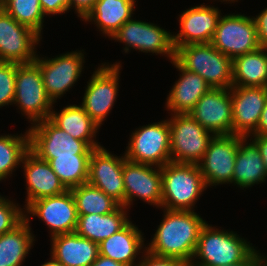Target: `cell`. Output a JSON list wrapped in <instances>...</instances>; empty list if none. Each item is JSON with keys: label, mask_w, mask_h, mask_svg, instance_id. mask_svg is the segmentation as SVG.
<instances>
[{"label": "cell", "mask_w": 267, "mask_h": 266, "mask_svg": "<svg viewBox=\"0 0 267 266\" xmlns=\"http://www.w3.org/2000/svg\"><path fill=\"white\" fill-rule=\"evenodd\" d=\"M137 0H97L89 14L82 20L96 24L103 35L111 38L119 28L132 19Z\"/></svg>", "instance_id": "4316f807"}, {"label": "cell", "mask_w": 267, "mask_h": 266, "mask_svg": "<svg viewBox=\"0 0 267 266\" xmlns=\"http://www.w3.org/2000/svg\"><path fill=\"white\" fill-rule=\"evenodd\" d=\"M124 154L134 163L162 167L171 162L168 119L136 128L131 133Z\"/></svg>", "instance_id": "52a82bcc"}, {"label": "cell", "mask_w": 267, "mask_h": 266, "mask_svg": "<svg viewBox=\"0 0 267 266\" xmlns=\"http://www.w3.org/2000/svg\"><path fill=\"white\" fill-rule=\"evenodd\" d=\"M257 257V266H267V255H263L256 250V247L253 249Z\"/></svg>", "instance_id": "f6af8a7d"}, {"label": "cell", "mask_w": 267, "mask_h": 266, "mask_svg": "<svg viewBox=\"0 0 267 266\" xmlns=\"http://www.w3.org/2000/svg\"><path fill=\"white\" fill-rule=\"evenodd\" d=\"M49 119L73 138L84 141L90 148L102 146L96 140L100 127L80 104L67 105L58 112L52 109Z\"/></svg>", "instance_id": "484cf974"}, {"label": "cell", "mask_w": 267, "mask_h": 266, "mask_svg": "<svg viewBox=\"0 0 267 266\" xmlns=\"http://www.w3.org/2000/svg\"><path fill=\"white\" fill-rule=\"evenodd\" d=\"M13 201L0 195V235L13 230L25 219L24 208Z\"/></svg>", "instance_id": "e575fe53"}, {"label": "cell", "mask_w": 267, "mask_h": 266, "mask_svg": "<svg viewBox=\"0 0 267 266\" xmlns=\"http://www.w3.org/2000/svg\"><path fill=\"white\" fill-rule=\"evenodd\" d=\"M206 223L200 231L191 266H225L244 260L255 246L237 232Z\"/></svg>", "instance_id": "7a4b0ae2"}, {"label": "cell", "mask_w": 267, "mask_h": 266, "mask_svg": "<svg viewBox=\"0 0 267 266\" xmlns=\"http://www.w3.org/2000/svg\"><path fill=\"white\" fill-rule=\"evenodd\" d=\"M170 62L181 74L167 95L165 108L171 114H189L211 87L199 74L184 69L175 59Z\"/></svg>", "instance_id": "603a6c76"}, {"label": "cell", "mask_w": 267, "mask_h": 266, "mask_svg": "<svg viewBox=\"0 0 267 266\" xmlns=\"http://www.w3.org/2000/svg\"><path fill=\"white\" fill-rule=\"evenodd\" d=\"M266 180L267 173L258 147L249 137H243L236 154L232 185L244 190Z\"/></svg>", "instance_id": "d4e9b609"}, {"label": "cell", "mask_w": 267, "mask_h": 266, "mask_svg": "<svg viewBox=\"0 0 267 266\" xmlns=\"http://www.w3.org/2000/svg\"><path fill=\"white\" fill-rule=\"evenodd\" d=\"M161 175V208L194 211L198 199L207 190L198 165L168 162L161 167Z\"/></svg>", "instance_id": "3957f363"}, {"label": "cell", "mask_w": 267, "mask_h": 266, "mask_svg": "<svg viewBox=\"0 0 267 266\" xmlns=\"http://www.w3.org/2000/svg\"><path fill=\"white\" fill-rule=\"evenodd\" d=\"M0 7L18 23L32 28L42 37L45 14L40 0H4Z\"/></svg>", "instance_id": "836d02e7"}, {"label": "cell", "mask_w": 267, "mask_h": 266, "mask_svg": "<svg viewBox=\"0 0 267 266\" xmlns=\"http://www.w3.org/2000/svg\"><path fill=\"white\" fill-rule=\"evenodd\" d=\"M41 9L47 16L69 12V0H40Z\"/></svg>", "instance_id": "74e56055"}, {"label": "cell", "mask_w": 267, "mask_h": 266, "mask_svg": "<svg viewBox=\"0 0 267 266\" xmlns=\"http://www.w3.org/2000/svg\"><path fill=\"white\" fill-rule=\"evenodd\" d=\"M128 209L118 206L105 215H78L75 233L95 243H100L122 229L129 221Z\"/></svg>", "instance_id": "83f0119b"}, {"label": "cell", "mask_w": 267, "mask_h": 266, "mask_svg": "<svg viewBox=\"0 0 267 266\" xmlns=\"http://www.w3.org/2000/svg\"><path fill=\"white\" fill-rule=\"evenodd\" d=\"M125 154L117 156L104 146L94 148L90 160L87 182L106 193L120 206L125 207L123 164Z\"/></svg>", "instance_id": "2e32d148"}, {"label": "cell", "mask_w": 267, "mask_h": 266, "mask_svg": "<svg viewBox=\"0 0 267 266\" xmlns=\"http://www.w3.org/2000/svg\"><path fill=\"white\" fill-rule=\"evenodd\" d=\"M110 39L124 43L123 52L125 53L135 49L139 50L138 52L164 55L171 61L175 59L173 34L154 23L132 18L125 22Z\"/></svg>", "instance_id": "30bf717a"}, {"label": "cell", "mask_w": 267, "mask_h": 266, "mask_svg": "<svg viewBox=\"0 0 267 266\" xmlns=\"http://www.w3.org/2000/svg\"><path fill=\"white\" fill-rule=\"evenodd\" d=\"M80 50L59 54L54 58L36 56L45 91L55 104L75 85L84 69L85 56Z\"/></svg>", "instance_id": "7c38bea8"}, {"label": "cell", "mask_w": 267, "mask_h": 266, "mask_svg": "<svg viewBox=\"0 0 267 266\" xmlns=\"http://www.w3.org/2000/svg\"><path fill=\"white\" fill-rule=\"evenodd\" d=\"M256 25L257 38L261 47L267 48V8L258 15L252 16Z\"/></svg>", "instance_id": "f35d334b"}, {"label": "cell", "mask_w": 267, "mask_h": 266, "mask_svg": "<svg viewBox=\"0 0 267 266\" xmlns=\"http://www.w3.org/2000/svg\"><path fill=\"white\" fill-rule=\"evenodd\" d=\"M121 69V62H104L94 70L87 81L80 105L99 127L103 125L115 105Z\"/></svg>", "instance_id": "8992f818"}, {"label": "cell", "mask_w": 267, "mask_h": 266, "mask_svg": "<svg viewBox=\"0 0 267 266\" xmlns=\"http://www.w3.org/2000/svg\"><path fill=\"white\" fill-rule=\"evenodd\" d=\"M21 164L27 190L24 209L33 201L57 196L68 190L54 173L49 162L40 159L31 150L24 155Z\"/></svg>", "instance_id": "44dd1931"}, {"label": "cell", "mask_w": 267, "mask_h": 266, "mask_svg": "<svg viewBox=\"0 0 267 266\" xmlns=\"http://www.w3.org/2000/svg\"><path fill=\"white\" fill-rule=\"evenodd\" d=\"M211 44L232 60L261 47L253 17L240 13L221 15Z\"/></svg>", "instance_id": "8fae6325"}, {"label": "cell", "mask_w": 267, "mask_h": 266, "mask_svg": "<svg viewBox=\"0 0 267 266\" xmlns=\"http://www.w3.org/2000/svg\"><path fill=\"white\" fill-rule=\"evenodd\" d=\"M250 136H267V101L262 110L257 129Z\"/></svg>", "instance_id": "b9f144b4"}, {"label": "cell", "mask_w": 267, "mask_h": 266, "mask_svg": "<svg viewBox=\"0 0 267 266\" xmlns=\"http://www.w3.org/2000/svg\"><path fill=\"white\" fill-rule=\"evenodd\" d=\"M171 162L198 164L213 134L189 114H170Z\"/></svg>", "instance_id": "ba28073f"}, {"label": "cell", "mask_w": 267, "mask_h": 266, "mask_svg": "<svg viewBox=\"0 0 267 266\" xmlns=\"http://www.w3.org/2000/svg\"><path fill=\"white\" fill-rule=\"evenodd\" d=\"M28 130L30 150L44 161L58 157H90L94 149L58 128L49 118L32 124Z\"/></svg>", "instance_id": "9c48e42d"}, {"label": "cell", "mask_w": 267, "mask_h": 266, "mask_svg": "<svg viewBox=\"0 0 267 266\" xmlns=\"http://www.w3.org/2000/svg\"><path fill=\"white\" fill-rule=\"evenodd\" d=\"M243 136L216 135L210 140L200 162L197 164L208 187L232 184L233 171L239 141Z\"/></svg>", "instance_id": "4fadbf2b"}, {"label": "cell", "mask_w": 267, "mask_h": 266, "mask_svg": "<svg viewBox=\"0 0 267 266\" xmlns=\"http://www.w3.org/2000/svg\"><path fill=\"white\" fill-rule=\"evenodd\" d=\"M204 129L216 135L232 134L231 90L211 88L189 113Z\"/></svg>", "instance_id": "ac0fdd59"}, {"label": "cell", "mask_w": 267, "mask_h": 266, "mask_svg": "<svg viewBox=\"0 0 267 266\" xmlns=\"http://www.w3.org/2000/svg\"><path fill=\"white\" fill-rule=\"evenodd\" d=\"M232 134L249 137L256 129L267 101V87L232 86Z\"/></svg>", "instance_id": "ffe728a7"}, {"label": "cell", "mask_w": 267, "mask_h": 266, "mask_svg": "<svg viewBox=\"0 0 267 266\" xmlns=\"http://www.w3.org/2000/svg\"><path fill=\"white\" fill-rule=\"evenodd\" d=\"M175 60L184 69L199 74L211 88L232 87V59L211 43L177 47Z\"/></svg>", "instance_id": "277c9868"}, {"label": "cell", "mask_w": 267, "mask_h": 266, "mask_svg": "<svg viewBox=\"0 0 267 266\" xmlns=\"http://www.w3.org/2000/svg\"><path fill=\"white\" fill-rule=\"evenodd\" d=\"M141 255L142 258L136 266H191L189 262L174 258L156 256L147 250Z\"/></svg>", "instance_id": "8d00e7d4"}, {"label": "cell", "mask_w": 267, "mask_h": 266, "mask_svg": "<svg viewBox=\"0 0 267 266\" xmlns=\"http://www.w3.org/2000/svg\"><path fill=\"white\" fill-rule=\"evenodd\" d=\"M91 266H125V265L116 262L110 258H106L102 255H98L97 259L91 264Z\"/></svg>", "instance_id": "7bdbcfd3"}, {"label": "cell", "mask_w": 267, "mask_h": 266, "mask_svg": "<svg viewBox=\"0 0 267 266\" xmlns=\"http://www.w3.org/2000/svg\"><path fill=\"white\" fill-rule=\"evenodd\" d=\"M50 238V254L63 266H91L99 255L98 243L75 232Z\"/></svg>", "instance_id": "cb8c5ba5"}, {"label": "cell", "mask_w": 267, "mask_h": 266, "mask_svg": "<svg viewBox=\"0 0 267 266\" xmlns=\"http://www.w3.org/2000/svg\"><path fill=\"white\" fill-rule=\"evenodd\" d=\"M225 266H257V257L253 250L244 260L236 264L225 265Z\"/></svg>", "instance_id": "ee69618b"}, {"label": "cell", "mask_w": 267, "mask_h": 266, "mask_svg": "<svg viewBox=\"0 0 267 266\" xmlns=\"http://www.w3.org/2000/svg\"><path fill=\"white\" fill-rule=\"evenodd\" d=\"M25 134L0 135V181L8 179L20 166L24 155L30 150V136Z\"/></svg>", "instance_id": "4dcf8cb0"}, {"label": "cell", "mask_w": 267, "mask_h": 266, "mask_svg": "<svg viewBox=\"0 0 267 266\" xmlns=\"http://www.w3.org/2000/svg\"><path fill=\"white\" fill-rule=\"evenodd\" d=\"M42 37L32 28L18 23L0 7V61L16 64L34 62ZM36 47V48H35Z\"/></svg>", "instance_id": "5bb4252c"}, {"label": "cell", "mask_w": 267, "mask_h": 266, "mask_svg": "<svg viewBox=\"0 0 267 266\" xmlns=\"http://www.w3.org/2000/svg\"><path fill=\"white\" fill-rule=\"evenodd\" d=\"M13 104L18 106L31 125L50 117L54 103L45 91L42 74L35 61L16 64Z\"/></svg>", "instance_id": "5b68a950"}, {"label": "cell", "mask_w": 267, "mask_h": 266, "mask_svg": "<svg viewBox=\"0 0 267 266\" xmlns=\"http://www.w3.org/2000/svg\"><path fill=\"white\" fill-rule=\"evenodd\" d=\"M75 199L78 215L113 212L119 204L99 188L87 183L70 189Z\"/></svg>", "instance_id": "1f68e13d"}, {"label": "cell", "mask_w": 267, "mask_h": 266, "mask_svg": "<svg viewBox=\"0 0 267 266\" xmlns=\"http://www.w3.org/2000/svg\"><path fill=\"white\" fill-rule=\"evenodd\" d=\"M222 13L218 7L205 5L190 7L179 15L178 33H173L175 49L190 44L211 43Z\"/></svg>", "instance_id": "d6986e66"}, {"label": "cell", "mask_w": 267, "mask_h": 266, "mask_svg": "<svg viewBox=\"0 0 267 266\" xmlns=\"http://www.w3.org/2000/svg\"><path fill=\"white\" fill-rule=\"evenodd\" d=\"M16 63L0 61V108L13 105Z\"/></svg>", "instance_id": "d590c367"}, {"label": "cell", "mask_w": 267, "mask_h": 266, "mask_svg": "<svg viewBox=\"0 0 267 266\" xmlns=\"http://www.w3.org/2000/svg\"><path fill=\"white\" fill-rule=\"evenodd\" d=\"M232 67V86L267 87L266 47L234 58Z\"/></svg>", "instance_id": "f1b7e54d"}, {"label": "cell", "mask_w": 267, "mask_h": 266, "mask_svg": "<svg viewBox=\"0 0 267 266\" xmlns=\"http://www.w3.org/2000/svg\"><path fill=\"white\" fill-rule=\"evenodd\" d=\"M258 147L267 173V136H249Z\"/></svg>", "instance_id": "60d3db41"}, {"label": "cell", "mask_w": 267, "mask_h": 266, "mask_svg": "<svg viewBox=\"0 0 267 266\" xmlns=\"http://www.w3.org/2000/svg\"><path fill=\"white\" fill-rule=\"evenodd\" d=\"M89 160L90 157H58L48 162L62 184L70 190L87 183Z\"/></svg>", "instance_id": "d6a6232c"}, {"label": "cell", "mask_w": 267, "mask_h": 266, "mask_svg": "<svg viewBox=\"0 0 267 266\" xmlns=\"http://www.w3.org/2000/svg\"><path fill=\"white\" fill-rule=\"evenodd\" d=\"M143 235L138 226L130 220L122 229L98 244L99 255L125 266H136L141 259L140 253L146 251Z\"/></svg>", "instance_id": "7402d4cb"}, {"label": "cell", "mask_w": 267, "mask_h": 266, "mask_svg": "<svg viewBox=\"0 0 267 266\" xmlns=\"http://www.w3.org/2000/svg\"><path fill=\"white\" fill-rule=\"evenodd\" d=\"M123 180L127 209L133 205L135 198L156 208H161L162 175L160 167L126 160L123 164Z\"/></svg>", "instance_id": "e0dca14e"}, {"label": "cell", "mask_w": 267, "mask_h": 266, "mask_svg": "<svg viewBox=\"0 0 267 266\" xmlns=\"http://www.w3.org/2000/svg\"><path fill=\"white\" fill-rule=\"evenodd\" d=\"M97 0H69V11L74 9L77 16L83 20L94 7Z\"/></svg>", "instance_id": "ab89813d"}, {"label": "cell", "mask_w": 267, "mask_h": 266, "mask_svg": "<svg viewBox=\"0 0 267 266\" xmlns=\"http://www.w3.org/2000/svg\"><path fill=\"white\" fill-rule=\"evenodd\" d=\"M24 216L27 221H31L30 217L34 216L44 221L51 237L74 233L78 221L76 203L71 190L31 202L24 209Z\"/></svg>", "instance_id": "9a60e30c"}, {"label": "cell", "mask_w": 267, "mask_h": 266, "mask_svg": "<svg viewBox=\"0 0 267 266\" xmlns=\"http://www.w3.org/2000/svg\"><path fill=\"white\" fill-rule=\"evenodd\" d=\"M163 210L161 220L146 250L153 255L191 262L201 228L207 223L196 211Z\"/></svg>", "instance_id": "6da1fadb"}, {"label": "cell", "mask_w": 267, "mask_h": 266, "mask_svg": "<svg viewBox=\"0 0 267 266\" xmlns=\"http://www.w3.org/2000/svg\"><path fill=\"white\" fill-rule=\"evenodd\" d=\"M218 1H220V2H226L224 4L238 2V0H218Z\"/></svg>", "instance_id": "7dc6e473"}, {"label": "cell", "mask_w": 267, "mask_h": 266, "mask_svg": "<svg viewBox=\"0 0 267 266\" xmlns=\"http://www.w3.org/2000/svg\"><path fill=\"white\" fill-rule=\"evenodd\" d=\"M50 260L41 264V266H63L59 261H57L52 255H50Z\"/></svg>", "instance_id": "bcb514c9"}, {"label": "cell", "mask_w": 267, "mask_h": 266, "mask_svg": "<svg viewBox=\"0 0 267 266\" xmlns=\"http://www.w3.org/2000/svg\"><path fill=\"white\" fill-rule=\"evenodd\" d=\"M30 221L24 219L13 230L0 235V266H21L34 245Z\"/></svg>", "instance_id": "f546056e"}]
</instances>
